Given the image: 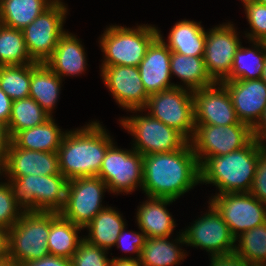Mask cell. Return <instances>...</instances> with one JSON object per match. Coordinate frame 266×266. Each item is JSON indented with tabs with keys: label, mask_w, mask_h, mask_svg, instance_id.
<instances>
[{
	"label": "cell",
	"mask_w": 266,
	"mask_h": 266,
	"mask_svg": "<svg viewBox=\"0 0 266 266\" xmlns=\"http://www.w3.org/2000/svg\"><path fill=\"white\" fill-rule=\"evenodd\" d=\"M8 181L25 210L59 213L65 204L69 180L62 174L26 175Z\"/></svg>",
	"instance_id": "cell-6"
},
{
	"label": "cell",
	"mask_w": 266,
	"mask_h": 266,
	"mask_svg": "<svg viewBox=\"0 0 266 266\" xmlns=\"http://www.w3.org/2000/svg\"><path fill=\"white\" fill-rule=\"evenodd\" d=\"M234 24L227 22L206 32L204 62L210 78L215 83L225 81L231 72L234 56L241 45Z\"/></svg>",
	"instance_id": "cell-15"
},
{
	"label": "cell",
	"mask_w": 266,
	"mask_h": 266,
	"mask_svg": "<svg viewBox=\"0 0 266 266\" xmlns=\"http://www.w3.org/2000/svg\"><path fill=\"white\" fill-rule=\"evenodd\" d=\"M249 193L266 204V150L259 156Z\"/></svg>",
	"instance_id": "cell-40"
},
{
	"label": "cell",
	"mask_w": 266,
	"mask_h": 266,
	"mask_svg": "<svg viewBox=\"0 0 266 266\" xmlns=\"http://www.w3.org/2000/svg\"><path fill=\"white\" fill-rule=\"evenodd\" d=\"M11 138L8 134L7 126L0 122V159L5 156L6 150L9 147Z\"/></svg>",
	"instance_id": "cell-45"
},
{
	"label": "cell",
	"mask_w": 266,
	"mask_h": 266,
	"mask_svg": "<svg viewBox=\"0 0 266 266\" xmlns=\"http://www.w3.org/2000/svg\"><path fill=\"white\" fill-rule=\"evenodd\" d=\"M253 139L266 149V108L261 119L253 128Z\"/></svg>",
	"instance_id": "cell-44"
},
{
	"label": "cell",
	"mask_w": 266,
	"mask_h": 266,
	"mask_svg": "<svg viewBox=\"0 0 266 266\" xmlns=\"http://www.w3.org/2000/svg\"><path fill=\"white\" fill-rule=\"evenodd\" d=\"M50 117L31 97L13 101L7 125L8 134L12 138L17 132L41 125Z\"/></svg>",
	"instance_id": "cell-32"
},
{
	"label": "cell",
	"mask_w": 266,
	"mask_h": 266,
	"mask_svg": "<svg viewBox=\"0 0 266 266\" xmlns=\"http://www.w3.org/2000/svg\"><path fill=\"white\" fill-rule=\"evenodd\" d=\"M50 117L43 124L17 132L11 141L18 147L32 151L58 152L66 134Z\"/></svg>",
	"instance_id": "cell-25"
},
{
	"label": "cell",
	"mask_w": 266,
	"mask_h": 266,
	"mask_svg": "<svg viewBox=\"0 0 266 266\" xmlns=\"http://www.w3.org/2000/svg\"><path fill=\"white\" fill-rule=\"evenodd\" d=\"M255 139L240 150L209 157L200 166V184H213L218 194L249 192L259 156L265 151Z\"/></svg>",
	"instance_id": "cell-3"
},
{
	"label": "cell",
	"mask_w": 266,
	"mask_h": 266,
	"mask_svg": "<svg viewBox=\"0 0 266 266\" xmlns=\"http://www.w3.org/2000/svg\"><path fill=\"white\" fill-rule=\"evenodd\" d=\"M200 183V165L188 141L181 149L143 156L142 190L148 197L176 200Z\"/></svg>",
	"instance_id": "cell-1"
},
{
	"label": "cell",
	"mask_w": 266,
	"mask_h": 266,
	"mask_svg": "<svg viewBox=\"0 0 266 266\" xmlns=\"http://www.w3.org/2000/svg\"><path fill=\"white\" fill-rule=\"evenodd\" d=\"M253 49L242 45L237 49L229 77L226 80L261 79L266 58V42L252 41Z\"/></svg>",
	"instance_id": "cell-30"
},
{
	"label": "cell",
	"mask_w": 266,
	"mask_h": 266,
	"mask_svg": "<svg viewBox=\"0 0 266 266\" xmlns=\"http://www.w3.org/2000/svg\"><path fill=\"white\" fill-rule=\"evenodd\" d=\"M158 37V27L141 25L136 28L111 25L100 37L104 53L102 66H136L143 60L148 47Z\"/></svg>",
	"instance_id": "cell-5"
},
{
	"label": "cell",
	"mask_w": 266,
	"mask_h": 266,
	"mask_svg": "<svg viewBox=\"0 0 266 266\" xmlns=\"http://www.w3.org/2000/svg\"><path fill=\"white\" fill-rule=\"evenodd\" d=\"M67 6L62 2H53L22 32L30 57L38 63L45 62L56 48L63 29Z\"/></svg>",
	"instance_id": "cell-11"
},
{
	"label": "cell",
	"mask_w": 266,
	"mask_h": 266,
	"mask_svg": "<svg viewBox=\"0 0 266 266\" xmlns=\"http://www.w3.org/2000/svg\"><path fill=\"white\" fill-rule=\"evenodd\" d=\"M97 177L110 193H131L143 185V155L137 151L119 149L113 142L107 149Z\"/></svg>",
	"instance_id": "cell-10"
},
{
	"label": "cell",
	"mask_w": 266,
	"mask_h": 266,
	"mask_svg": "<svg viewBox=\"0 0 266 266\" xmlns=\"http://www.w3.org/2000/svg\"><path fill=\"white\" fill-rule=\"evenodd\" d=\"M52 2H61L62 3V0H51Z\"/></svg>",
	"instance_id": "cell-52"
},
{
	"label": "cell",
	"mask_w": 266,
	"mask_h": 266,
	"mask_svg": "<svg viewBox=\"0 0 266 266\" xmlns=\"http://www.w3.org/2000/svg\"><path fill=\"white\" fill-rule=\"evenodd\" d=\"M249 266H266V265H264V264H249Z\"/></svg>",
	"instance_id": "cell-51"
},
{
	"label": "cell",
	"mask_w": 266,
	"mask_h": 266,
	"mask_svg": "<svg viewBox=\"0 0 266 266\" xmlns=\"http://www.w3.org/2000/svg\"><path fill=\"white\" fill-rule=\"evenodd\" d=\"M122 127L134 136V151L149 155L152 153L171 152L181 149L188 140L176 129L167 126L148 113L121 118Z\"/></svg>",
	"instance_id": "cell-9"
},
{
	"label": "cell",
	"mask_w": 266,
	"mask_h": 266,
	"mask_svg": "<svg viewBox=\"0 0 266 266\" xmlns=\"http://www.w3.org/2000/svg\"><path fill=\"white\" fill-rule=\"evenodd\" d=\"M233 107L240 122L252 129L261 119L266 108V83L262 79L225 80Z\"/></svg>",
	"instance_id": "cell-19"
},
{
	"label": "cell",
	"mask_w": 266,
	"mask_h": 266,
	"mask_svg": "<svg viewBox=\"0 0 266 266\" xmlns=\"http://www.w3.org/2000/svg\"><path fill=\"white\" fill-rule=\"evenodd\" d=\"M126 226L122 214L112 207L101 210L85 227L89 233L84 239L91 245L109 250L115 246L118 236Z\"/></svg>",
	"instance_id": "cell-26"
},
{
	"label": "cell",
	"mask_w": 266,
	"mask_h": 266,
	"mask_svg": "<svg viewBox=\"0 0 266 266\" xmlns=\"http://www.w3.org/2000/svg\"><path fill=\"white\" fill-rule=\"evenodd\" d=\"M177 236L172 242L169 240L170 236L146 238L139 257L142 266L179 265L187 254L178 247V244H185L182 232Z\"/></svg>",
	"instance_id": "cell-27"
},
{
	"label": "cell",
	"mask_w": 266,
	"mask_h": 266,
	"mask_svg": "<svg viewBox=\"0 0 266 266\" xmlns=\"http://www.w3.org/2000/svg\"><path fill=\"white\" fill-rule=\"evenodd\" d=\"M31 63L20 66H0V89L12 101L29 97Z\"/></svg>",
	"instance_id": "cell-35"
},
{
	"label": "cell",
	"mask_w": 266,
	"mask_h": 266,
	"mask_svg": "<svg viewBox=\"0 0 266 266\" xmlns=\"http://www.w3.org/2000/svg\"><path fill=\"white\" fill-rule=\"evenodd\" d=\"M148 114L176 129L188 141L195 132L193 91L184 87H173L150 94L146 106Z\"/></svg>",
	"instance_id": "cell-7"
},
{
	"label": "cell",
	"mask_w": 266,
	"mask_h": 266,
	"mask_svg": "<svg viewBox=\"0 0 266 266\" xmlns=\"http://www.w3.org/2000/svg\"><path fill=\"white\" fill-rule=\"evenodd\" d=\"M99 121L66 131L58 148L59 168L68 180L96 177L113 138Z\"/></svg>",
	"instance_id": "cell-2"
},
{
	"label": "cell",
	"mask_w": 266,
	"mask_h": 266,
	"mask_svg": "<svg viewBox=\"0 0 266 266\" xmlns=\"http://www.w3.org/2000/svg\"><path fill=\"white\" fill-rule=\"evenodd\" d=\"M84 49L81 41L67 31L60 37L53 54L44 63L62 79L64 76L80 75L87 68Z\"/></svg>",
	"instance_id": "cell-21"
},
{
	"label": "cell",
	"mask_w": 266,
	"mask_h": 266,
	"mask_svg": "<svg viewBox=\"0 0 266 266\" xmlns=\"http://www.w3.org/2000/svg\"><path fill=\"white\" fill-rule=\"evenodd\" d=\"M81 230V227L59 214L50 223V233L47 239L50 255L70 259L76 252L79 243L84 239L78 236Z\"/></svg>",
	"instance_id": "cell-31"
},
{
	"label": "cell",
	"mask_w": 266,
	"mask_h": 266,
	"mask_svg": "<svg viewBox=\"0 0 266 266\" xmlns=\"http://www.w3.org/2000/svg\"><path fill=\"white\" fill-rule=\"evenodd\" d=\"M208 207V213L182 232L185 244L206 250L210 256L233 253L235 237L216 209L210 203Z\"/></svg>",
	"instance_id": "cell-14"
},
{
	"label": "cell",
	"mask_w": 266,
	"mask_h": 266,
	"mask_svg": "<svg viewBox=\"0 0 266 266\" xmlns=\"http://www.w3.org/2000/svg\"><path fill=\"white\" fill-rule=\"evenodd\" d=\"M125 229L126 227L122 229L115 245L117 248H121L124 252L135 253L137 256L135 259H139L141 249L144 246L147 237L143 232H126Z\"/></svg>",
	"instance_id": "cell-39"
},
{
	"label": "cell",
	"mask_w": 266,
	"mask_h": 266,
	"mask_svg": "<svg viewBox=\"0 0 266 266\" xmlns=\"http://www.w3.org/2000/svg\"><path fill=\"white\" fill-rule=\"evenodd\" d=\"M107 250L89 244L83 239L76 252L70 258L71 266H111V261L107 258Z\"/></svg>",
	"instance_id": "cell-38"
},
{
	"label": "cell",
	"mask_w": 266,
	"mask_h": 266,
	"mask_svg": "<svg viewBox=\"0 0 266 266\" xmlns=\"http://www.w3.org/2000/svg\"><path fill=\"white\" fill-rule=\"evenodd\" d=\"M106 189L107 184L97 176L69 180L65 204L59 214L84 229L106 208L101 204Z\"/></svg>",
	"instance_id": "cell-12"
},
{
	"label": "cell",
	"mask_w": 266,
	"mask_h": 266,
	"mask_svg": "<svg viewBox=\"0 0 266 266\" xmlns=\"http://www.w3.org/2000/svg\"><path fill=\"white\" fill-rule=\"evenodd\" d=\"M1 174L7 178L61 174L58 153L18 148L11 141L1 161Z\"/></svg>",
	"instance_id": "cell-18"
},
{
	"label": "cell",
	"mask_w": 266,
	"mask_h": 266,
	"mask_svg": "<svg viewBox=\"0 0 266 266\" xmlns=\"http://www.w3.org/2000/svg\"><path fill=\"white\" fill-rule=\"evenodd\" d=\"M1 161H2V160L0 159V174H1Z\"/></svg>",
	"instance_id": "cell-53"
},
{
	"label": "cell",
	"mask_w": 266,
	"mask_h": 266,
	"mask_svg": "<svg viewBox=\"0 0 266 266\" xmlns=\"http://www.w3.org/2000/svg\"><path fill=\"white\" fill-rule=\"evenodd\" d=\"M56 212L25 210L8 230V260L22 264L50 255L47 239Z\"/></svg>",
	"instance_id": "cell-4"
},
{
	"label": "cell",
	"mask_w": 266,
	"mask_h": 266,
	"mask_svg": "<svg viewBox=\"0 0 266 266\" xmlns=\"http://www.w3.org/2000/svg\"><path fill=\"white\" fill-rule=\"evenodd\" d=\"M234 253L251 264L266 265V222L235 238ZM239 239V240H238Z\"/></svg>",
	"instance_id": "cell-34"
},
{
	"label": "cell",
	"mask_w": 266,
	"mask_h": 266,
	"mask_svg": "<svg viewBox=\"0 0 266 266\" xmlns=\"http://www.w3.org/2000/svg\"><path fill=\"white\" fill-rule=\"evenodd\" d=\"M52 3L51 0H0V23L23 30Z\"/></svg>",
	"instance_id": "cell-29"
},
{
	"label": "cell",
	"mask_w": 266,
	"mask_h": 266,
	"mask_svg": "<svg viewBox=\"0 0 266 266\" xmlns=\"http://www.w3.org/2000/svg\"><path fill=\"white\" fill-rule=\"evenodd\" d=\"M210 257V266H249L250 264L242 257L236 255L234 252L223 255H214Z\"/></svg>",
	"instance_id": "cell-41"
},
{
	"label": "cell",
	"mask_w": 266,
	"mask_h": 266,
	"mask_svg": "<svg viewBox=\"0 0 266 266\" xmlns=\"http://www.w3.org/2000/svg\"><path fill=\"white\" fill-rule=\"evenodd\" d=\"M170 73L177 76L191 91L209 87L215 82L210 78L203 57L186 56L171 52Z\"/></svg>",
	"instance_id": "cell-28"
},
{
	"label": "cell",
	"mask_w": 266,
	"mask_h": 266,
	"mask_svg": "<svg viewBox=\"0 0 266 266\" xmlns=\"http://www.w3.org/2000/svg\"><path fill=\"white\" fill-rule=\"evenodd\" d=\"M8 230L0 226V261L8 259Z\"/></svg>",
	"instance_id": "cell-46"
},
{
	"label": "cell",
	"mask_w": 266,
	"mask_h": 266,
	"mask_svg": "<svg viewBox=\"0 0 266 266\" xmlns=\"http://www.w3.org/2000/svg\"><path fill=\"white\" fill-rule=\"evenodd\" d=\"M245 8L246 19H248L251 32L245 33V37L252 41L266 42V5L247 0L243 2Z\"/></svg>",
	"instance_id": "cell-37"
},
{
	"label": "cell",
	"mask_w": 266,
	"mask_h": 266,
	"mask_svg": "<svg viewBox=\"0 0 266 266\" xmlns=\"http://www.w3.org/2000/svg\"><path fill=\"white\" fill-rule=\"evenodd\" d=\"M200 24L201 22L184 19L175 23L171 28L167 39L168 43L163 39L159 29L158 37L171 52L186 56L204 57L206 31Z\"/></svg>",
	"instance_id": "cell-23"
},
{
	"label": "cell",
	"mask_w": 266,
	"mask_h": 266,
	"mask_svg": "<svg viewBox=\"0 0 266 266\" xmlns=\"http://www.w3.org/2000/svg\"><path fill=\"white\" fill-rule=\"evenodd\" d=\"M171 51L164 42L157 37L148 47L143 60L138 69L142 84L146 92L150 94L158 93L173 87H184L170 82Z\"/></svg>",
	"instance_id": "cell-20"
},
{
	"label": "cell",
	"mask_w": 266,
	"mask_h": 266,
	"mask_svg": "<svg viewBox=\"0 0 266 266\" xmlns=\"http://www.w3.org/2000/svg\"><path fill=\"white\" fill-rule=\"evenodd\" d=\"M193 102L195 125L227 126L240 122L228 90L222 83L194 90Z\"/></svg>",
	"instance_id": "cell-17"
},
{
	"label": "cell",
	"mask_w": 266,
	"mask_h": 266,
	"mask_svg": "<svg viewBox=\"0 0 266 266\" xmlns=\"http://www.w3.org/2000/svg\"><path fill=\"white\" fill-rule=\"evenodd\" d=\"M253 140V129L239 122L233 125H195L189 141L201 166L209 157L223 156L237 151Z\"/></svg>",
	"instance_id": "cell-8"
},
{
	"label": "cell",
	"mask_w": 266,
	"mask_h": 266,
	"mask_svg": "<svg viewBox=\"0 0 266 266\" xmlns=\"http://www.w3.org/2000/svg\"><path fill=\"white\" fill-rule=\"evenodd\" d=\"M61 84L62 78L44 62L31 63L29 97L33 98L51 117L59 99Z\"/></svg>",
	"instance_id": "cell-24"
},
{
	"label": "cell",
	"mask_w": 266,
	"mask_h": 266,
	"mask_svg": "<svg viewBox=\"0 0 266 266\" xmlns=\"http://www.w3.org/2000/svg\"><path fill=\"white\" fill-rule=\"evenodd\" d=\"M104 85L109 89L119 106L127 111L141 112L147 104L149 94L142 84L136 66H102Z\"/></svg>",
	"instance_id": "cell-16"
},
{
	"label": "cell",
	"mask_w": 266,
	"mask_h": 266,
	"mask_svg": "<svg viewBox=\"0 0 266 266\" xmlns=\"http://www.w3.org/2000/svg\"><path fill=\"white\" fill-rule=\"evenodd\" d=\"M0 266H21V265L7 259L4 261H0Z\"/></svg>",
	"instance_id": "cell-48"
},
{
	"label": "cell",
	"mask_w": 266,
	"mask_h": 266,
	"mask_svg": "<svg viewBox=\"0 0 266 266\" xmlns=\"http://www.w3.org/2000/svg\"><path fill=\"white\" fill-rule=\"evenodd\" d=\"M111 266H142L139 259L130 257H113L111 261Z\"/></svg>",
	"instance_id": "cell-47"
},
{
	"label": "cell",
	"mask_w": 266,
	"mask_h": 266,
	"mask_svg": "<svg viewBox=\"0 0 266 266\" xmlns=\"http://www.w3.org/2000/svg\"><path fill=\"white\" fill-rule=\"evenodd\" d=\"M261 79L266 83V58H265V63H264Z\"/></svg>",
	"instance_id": "cell-49"
},
{
	"label": "cell",
	"mask_w": 266,
	"mask_h": 266,
	"mask_svg": "<svg viewBox=\"0 0 266 266\" xmlns=\"http://www.w3.org/2000/svg\"><path fill=\"white\" fill-rule=\"evenodd\" d=\"M24 211L25 209L19 204L14 194L11 183L0 182V226L9 230Z\"/></svg>",
	"instance_id": "cell-36"
},
{
	"label": "cell",
	"mask_w": 266,
	"mask_h": 266,
	"mask_svg": "<svg viewBox=\"0 0 266 266\" xmlns=\"http://www.w3.org/2000/svg\"><path fill=\"white\" fill-rule=\"evenodd\" d=\"M255 2H258V3H262V4H265L266 5V0H253Z\"/></svg>",
	"instance_id": "cell-50"
},
{
	"label": "cell",
	"mask_w": 266,
	"mask_h": 266,
	"mask_svg": "<svg viewBox=\"0 0 266 266\" xmlns=\"http://www.w3.org/2000/svg\"><path fill=\"white\" fill-rule=\"evenodd\" d=\"M147 198L148 200L138 206L136 213L139 230L147 238L171 236L176 223L166 206L176 200L149 196Z\"/></svg>",
	"instance_id": "cell-22"
},
{
	"label": "cell",
	"mask_w": 266,
	"mask_h": 266,
	"mask_svg": "<svg viewBox=\"0 0 266 266\" xmlns=\"http://www.w3.org/2000/svg\"><path fill=\"white\" fill-rule=\"evenodd\" d=\"M21 266H71L70 259L64 257H58L54 255H48L41 259L24 262Z\"/></svg>",
	"instance_id": "cell-42"
},
{
	"label": "cell",
	"mask_w": 266,
	"mask_h": 266,
	"mask_svg": "<svg viewBox=\"0 0 266 266\" xmlns=\"http://www.w3.org/2000/svg\"><path fill=\"white\" fill-rule=\"evenodd\" d=\"M35 63L25 45L22 30L0 23V66H20Z\"/></svg>",
	"instance_id": "cell-33"
},
{
	"label": "cell",
	"mask_w": 266,
	"mask_h": 266,
	"mask_svg": "<svg viewBox=\"0 0 266 266\" xmlns=\"http://www.w3.org/2000/svg\"><path fill=\"white\" fill-rule=\"evenodd\" d=\"M209 203L222 216L235 238L266 222V204L249 192L216 193Z\"/></svg>",
	"instance_id": "cell-13"
},
{
	"label": "cell",
	"mask_w": 266,
	"mask_h": 266,
	"mask_svg": "<svg viewBox=\"0 0 266 266\" xmlns=\"http://www.w3.org/2000/svg\"><path fill=\"white\" fill-rule=\"evenodd\" d=\"M12 102V99L0 89V122L6 126L11 116Z\"/></svg>",
	"instance_id": "cell-43"
}]
</instances>
